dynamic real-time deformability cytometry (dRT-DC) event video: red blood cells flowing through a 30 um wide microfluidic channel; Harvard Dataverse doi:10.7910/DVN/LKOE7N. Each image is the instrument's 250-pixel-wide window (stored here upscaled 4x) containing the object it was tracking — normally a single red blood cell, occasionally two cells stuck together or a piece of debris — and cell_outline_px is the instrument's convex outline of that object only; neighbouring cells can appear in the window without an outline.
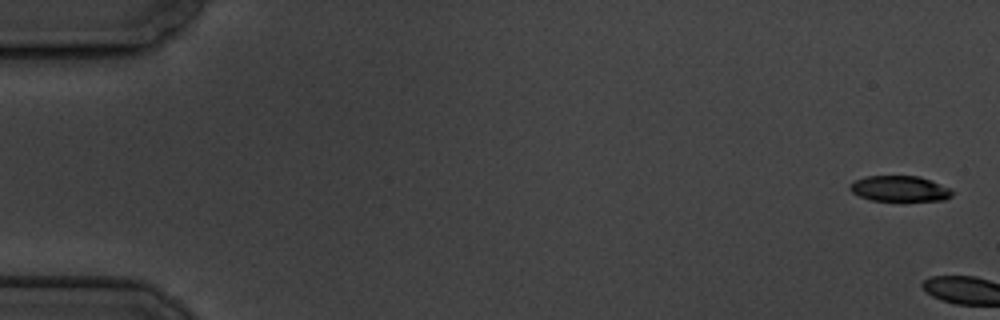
{"species": "common noctule bat (a hibernating species)", "species_latin": "Nyctalus noctula", "temperature_condition": "cold", "stored_images_in_passage": 6, "camera_frame_rate_fps": 3000, "um_per_image_px": 0.085, "animal": {"sex": "male", "body_mass_g": 19.5, "forearm_length_mm": 54.6}, "frame": {"image": 1, "passage_image": 1, "time_ms": 0.0, "image_size_px": [1000, 320], "cell_outline_px": [[956, 192], [952, 196], [944, 200], [904, 204], [872, 200], [860, 196], [852, 192], [848, 188], [856, 180], [864, 176], [920, 176], [952, 188]], "centroid_in_image_um": [76.57, 16.09], "position_along_channel_um": 8.4, "area_um2": 16.3}}